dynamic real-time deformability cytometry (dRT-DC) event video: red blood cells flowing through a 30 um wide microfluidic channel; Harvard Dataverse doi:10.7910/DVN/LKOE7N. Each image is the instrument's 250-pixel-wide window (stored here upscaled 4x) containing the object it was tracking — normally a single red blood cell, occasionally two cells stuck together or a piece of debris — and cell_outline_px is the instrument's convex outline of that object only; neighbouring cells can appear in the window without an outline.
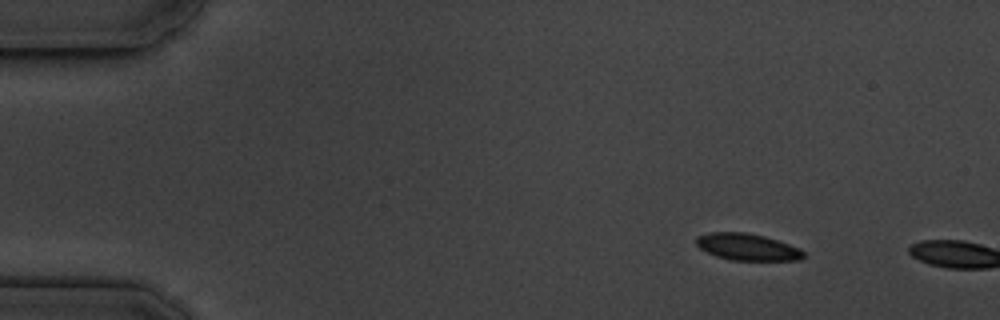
{"species": "common noctule bat (a hibernating species)", "species_latin": "Nyctalus noctula", "temperature_condition": "cold", "stored_images_in_passage": 3, "camera_frame_rate_fps": 3000, "um_per_image_px": 0.085, "animal": {"sex": "male", "body_mass_g": 19.5, "forearm_length_mm": 54.6}, "frame": {"image": 1, "passage_image": 1, "time_ms": 0.0, "image_size_px": [1000, 320], "cell_outline_px": [[808, 256], [800, 260], [728, 260], [716, 256], [700, 248], [696, 244], [696, 236], [708, 232], [744, 232], [764, 236], [800, 248]], "centroid_in_image_um": [63.53, 20.99], "position_along_channel_um": 21.5, "area_um2": 16.82}}